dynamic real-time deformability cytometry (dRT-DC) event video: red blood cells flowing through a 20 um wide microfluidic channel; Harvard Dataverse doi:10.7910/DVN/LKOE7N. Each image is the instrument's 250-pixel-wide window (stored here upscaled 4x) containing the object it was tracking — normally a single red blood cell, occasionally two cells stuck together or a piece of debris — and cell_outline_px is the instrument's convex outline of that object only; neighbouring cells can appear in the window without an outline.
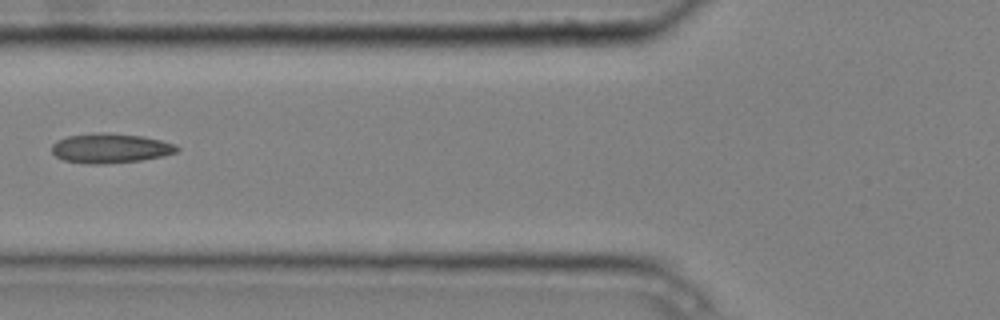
{"species": "common noctule bat (a hibernating species)", "species_latin": "Nyctalus noctula", "temperature_condition": "cold", "stored_images_in_passage": 5, "camera_frame_rate_fps": 3000, "um_per_image_px": 0.085, "animal": {"sex": "male", "body_mass_g": 20.4}, "frame": {"image": 1, "passage_image": 4, "time_ms": 1.0, "image_size_px": [1000, 320], "cell_outline_px": [[180, 148], [176, 152], [164, 156], [140, 160], [104, 164], [88, 164], [64, 160], [56, 156], [52, 152], [52, 144], [56, 140], [68, 136], [92, 132], [100, 132], [144, 136], [176, 144]], "centroid_in_image_um": [9.37, 12.59], "position_along_channel_um": 116.4, "area_um2": 21.73}}
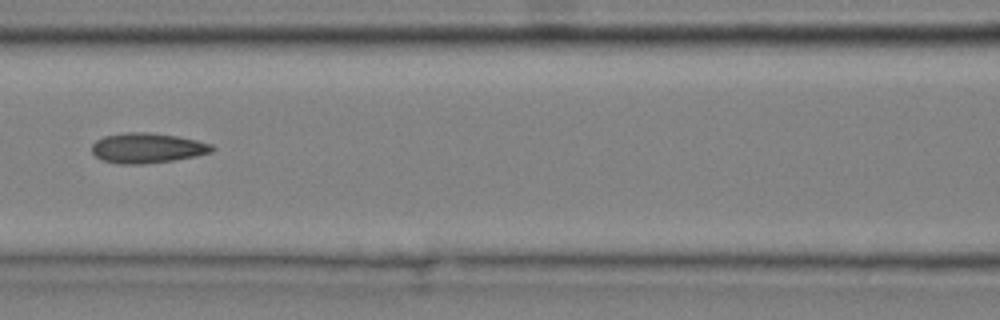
{"frame": {"image": 2, "passage_image": 5, "time_ms": 1.333, "image_size_px": [1000, 320], "cell_outline_px": [[216, 148], [212, 152], [196, 156], [172, 160], [144, 164], [120, 164], [100, 160], [92, 152], [92, 144], [96, 140], [104, 136], [128, 132], [148, 132], [176, 136], [196, 140], [212, 144]], "centroid_in_image_um": [12.51, 12.58], "position_along_channel_um": 154.1, "area_um2": 21.1}}